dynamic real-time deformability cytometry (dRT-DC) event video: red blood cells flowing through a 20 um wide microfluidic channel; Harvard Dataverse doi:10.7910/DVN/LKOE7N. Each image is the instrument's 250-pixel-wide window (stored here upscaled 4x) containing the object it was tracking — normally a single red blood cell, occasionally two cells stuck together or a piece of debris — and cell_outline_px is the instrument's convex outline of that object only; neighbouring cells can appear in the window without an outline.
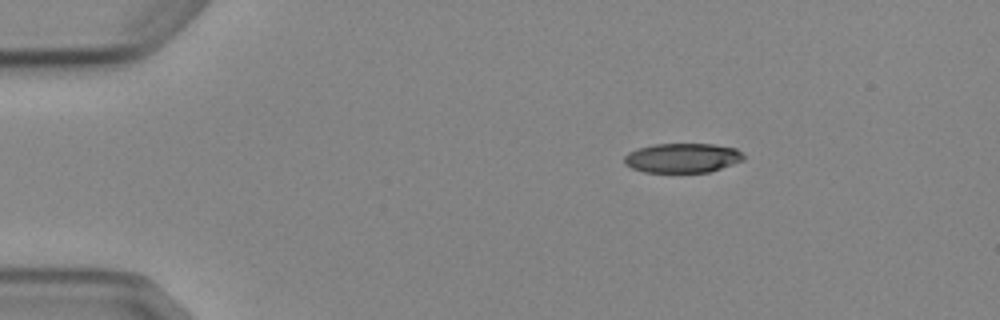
{"species": "Egyptian fruit bat (a non-hibernating species)", "species_latin": "Rousettus aegyptiacus", "temperature_condition": "cold", "stored_images_in_passage": 3, "camera_frame_rate_fps": 3000, "um_per_image_px": 0.085, "animal": {"sex": "female"}, "frame": {"image": 1, "passage_image": 1, "time_ms": 0.0, "image_size_px": [1000, 320], "cell_outline_px": [[744, 160], [708, 172], [644, 172], [632, 168], [624, 164], [624, 156], [628, 152], [636, 148], [652, 144], [712, 144], [736, 148], [744, 156]], "centroid_in_image_um": [57.96, 13.42], "position_along_channel_um": 27.0, "area_um2": 20.52}}